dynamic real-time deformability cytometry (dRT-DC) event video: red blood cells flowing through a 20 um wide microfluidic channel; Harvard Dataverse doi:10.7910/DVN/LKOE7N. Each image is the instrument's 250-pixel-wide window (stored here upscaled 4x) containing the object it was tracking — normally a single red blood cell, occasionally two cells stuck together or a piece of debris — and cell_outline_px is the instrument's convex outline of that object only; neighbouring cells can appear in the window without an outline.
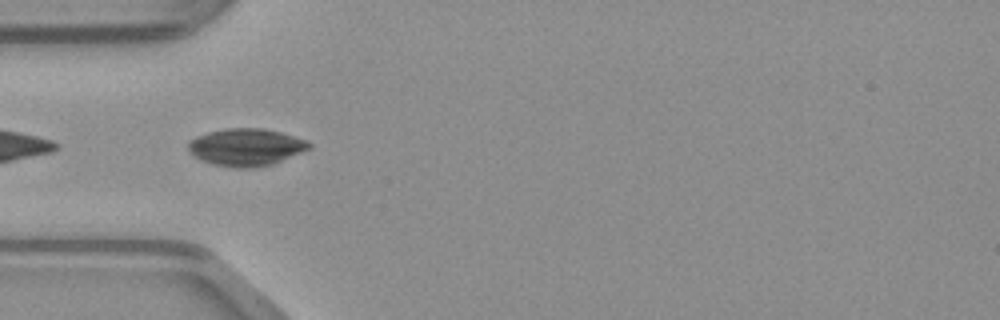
{"species": "common noctule bat (a hibernating species)", "species_latin": "Nyctalus noctula", "temperature_condition": "warm", "stored_images_in_passage": 34, "camera_frame_rate_fps": 3000, "um_per_image_px": 0.085, "animal": {"sex": "male", "body_mass_g": 23.1, "forearm_length_mm": 52.7}, "frame": {"image": 1, "passage_image": 1, "time_ms": 0.0, "image_size_px": [1000, 320], "cell_outline_px": [[312, 148], [272, 164], [256, 168], [232, 168], [212, 164], [200, 160], [188, 152], [188, 140], [208, 132], [228, 128], [264, 128], [280, 132], [308, 140], [312, 144]], "centroid_in_image_um": [20.91, 12.52], "position_along_channel_um": 64.1, "area_um2": 26.59}}
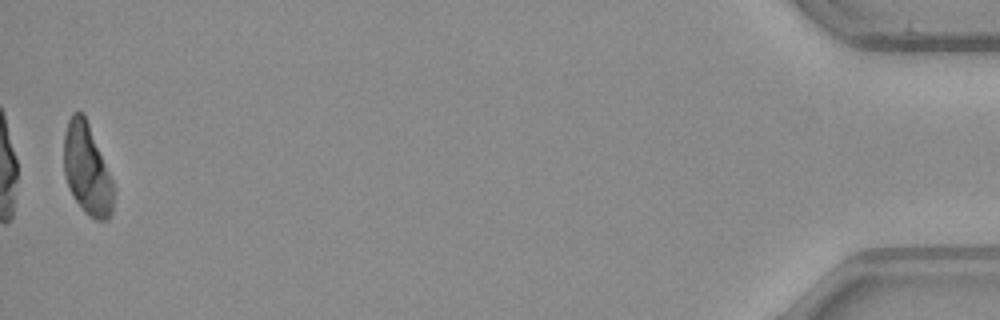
{"frame": {"image": 2, "passage_image": 34, "time_ms": 11.0, "image_size_px": [1000, 320], "cell_outline_px": [[112, 212], [108, 220], [96, 220], [76, 200], [68, 188], [64, 176], [64, 132], [68, 120], [72, 112], [84, 112], [112, 180]], "centroid_in_image_um": [7.36, 14.33], "position_along_channel_um": 427.8, "area_um2": 25.89}}